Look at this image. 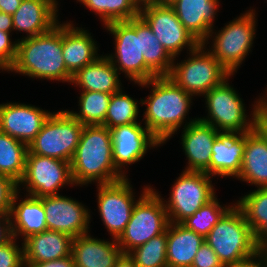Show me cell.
Listing matches in <instances>:
<instances>
[{
    "label": "cell",
    "instance_id": "cell-1",
    "mask_svg": "<svg viewBox=\"0 0 267 267\" xmlns=\"http://www.w3.org/2000/svg\"><path fill=\"white\" fill-rule=\"evenodd\" d=\"M70 166L75 184H110L126 177L114 165L111 132L103 125H84Z\"/></svg>",
    "mask_w": 267,
    "mask_h": 267
},
{
    "label": "cell",
    "instance_id": "cell-2",
    "mask_svg": "<svg viewBox=\"0 0 267 267\" xmlns=\"http://www.w3.org/2000/svg\"><path fill=\"white\" fill-rule=\"evenodd\" d=\"M57 23L48 32L25 37L17 42V54L8 71L30 77L71 82L73 76L62 56V25Z\"/></svg>",
    "mask_w": 267,
    "mask_h": 267
},
{
    "label": "cell",
    "instance_id": "cell-3",
    "mask_svg": "<svg viewBox=\"0 0 267 267\" xmlns=\"http://www.w3.org/2000/svg\"><path fill=\"white\" fill-rule=\"evenodd\" d=\"M153 85L147 104L145 127L161 142H165L181 126L191 102V94L178 87L168 76L152 78L139 85Z\"/></svg>",
    "mask_w": 267,
    "mask_h": 267
},
{
    "label": "cell",
    "instance_id": "cell-4",
    "mask_svg": "<svg viewBox=\"0 0 267 267\" xmlns=\"http://www.w3.org/2000/svg\"><path fill=\"white\" fill-rule=\"evenodd\" d=\"M222 264L230 265L259 257L261 241L253 234L242 210L232 206L204 237Z\"/></svg>",
    "mask_w": 267,
    "mask_h": 267
},
{
    "label": "cell",
    "instance_id": "cell-5",
    "mask_svg": "<svg viewBox=\"0 0 267 267\" xmlns=\"http://www.w3.org/2000/svg\"><path fill=\"white\" fill-rule=\"evenodd\" d=\"M140 197L125 230L117 239L123 253H131L134 248L164 233L169 224L165 203L156 191L145 187Z\"/></svg>",
    "mask_w": 267,
    "mask_h": 267
},
{
    "label": "cell",
    "instance_id": "cell-6",
    "mask_svg": "<svg viewBox=\"0 0 267 267\" xmlns=\"http://www.w3.org/2000/svg\"><path fill=\"white\" fill-rule=\"evenodd\" d=\"M82 125L69 111L52 113L29 144L30 153L70 162L77 149Z\"/></svg>",
    "mask_w": 267,
    "mask_h": 267
},
{
    "label": "cell",
    "instance_id": "cell-7",
    "mask_svg": "<svg viewBox=\"0 0 267 267\" xmlns=\"http://www.w3.org/2000/svg\"><path fill=\"white\" fill-rule=\"evenodd\" d=\"M203 48L204 45L200 44L191 51V58L179 65L173 64L168 75L178 87L192 96L207 93L231 75L209 51L207 53Z\"/></svg>",
    "mask_w": 267,
    "mask_h": 267
},
{
    "label": "cell",
    "instance_id": "cell-8",
    "mask_svg": "<svg viewBox=\"0 0 267 267\" xmlns=\"http://www.w3.org/2000/svg\"><path fill=\"white\" fill-rule=\"evenodd\" d=\"M227 79L205 93L210 118H198L224 133H246L254 128L253 120L247 122L244 104L236 91L229 86ZM219 128V129H218Z\"/></svg>",
    "mask_w": 267,
    "mask_h": 267
},
{
    "label": "cell",
    "instance_id": "cell-9",
    "mask_svg": "<svg viewBox=\"0 0 267 267\" xmlns=\"http://www.w3.org/2000/svg\"><path fill=\"white\" fill-rule=\"evenodd\" d=\"M210 177L205 172L195 171H184L180 175L169 203L164 204L169 222L181 223L215 197Z\"/></svg>",
    "mask_w": 267,
    "mask_h": 267
},
{
    "label": "cell",
    "instance_id": "cell-10",
    "mask_svg": "<svg viewBox=\"0 0 267 267\" xmlns=\"http://www.w3.org/2000/svg\"><path fill=\"white\" fill-rule=\"evenodd\" d=\"M19 183H27L29 195L36 198L59 195L63 185L74 184L70 162L27 151L25 173Z\"/></svg>",
    "mask_w": 267,
    "mask_h": 267
},
{
    "label": "cell",
    "instance_id": "cell-11",
    "mask_svg": "<svg viewBox=\"0 0 267 267\" xmlns=\"http://www.w3.org/2000/svg\"><path fill=\"white\" fill-rule=\"evenodd\" d=\"M253 10L226 25L216 34L213 51L210 53L233 75L248 54L255 35Z\"/></svg>",
    "mask_w": 267,
    "mask_h": 267
},
{
    "label": "cell",
    "instance_id": "cell-12",
    "mask_svg": "<svg viewBox=\"0 0 267 267\" xmlns=\"http://www.w3.org/2000/svg\"><path fill=\"white\" fill-rule=\"evenodd\" d=\"M139 15L147 22L167 52L175 58L184 46L195 50L201 43L183 26L170 5L145 4Z\"/></svg>",
    "mask_w": 267,
    "mask_h": 267
},
{
    "label": "cell",
    "instance_id": "cell-13",
    "mask_svg": "<svg viewBox=\"0 0 267 267\" xmlns=\"http://www.w3.org/2000/svg\"><path fill=\"white\" fill-rule=\"evenodd\" d=\"M98 189L101 218L113 239L117 240L125 230L136 204L130 183L124 178L114 183L101 184Z\"/></svg>",
    "mask_w": 267,
    "mask_h": 267
},
{
    "label": "cell",
    "instance_id": "cell-14",
    "mask_svg": "<svg viewBox=\"0 0 267 267\" xmlns=\"http://www.w3.org/2000/svg\"><path fill=\"white\" fill-rule=\"evenodd\" d=\"M107 29L115 37L116 54L108 59L118 62L117 70H122L135 83L145 82V60L140 53V35L136 32V17L128 21H115L106 25Z\"/></svg>",
    "mask_w": 267,
    "mask_h": 267
},
{
    "label": "cell",
    "instance_id": "cell-15",
    "mask_svg": "<svg viewBox=\"0 0 267 267\" xmlns=\"http://www.w3.org/2000/svg\"><path fill=\"white\" fill-rule=\"evenodd\" d=\"M39 199L45 211L47 229L65 233L72 238L88 233L90 216L83 205L61 195Z\"/></svg>",
    "mask_w": 267,
    "mask_h": 267
},
{
    "label": "cell",
    "instance_id": "cell-16",
    "mask_svg": "<svg viewBox=\"0 0 267 267\" xmlns=\"http://www.w3.org/2000/svg\"><path fill=\"white\" fill-rule=\"evenodd\" d=\"M112 158L116 169L124 164L140 160L146 153L147 147L162 144L146 127L138 123L119 125L112 129Z\"/></svg>",
    "mask_w": 267,
    "mask_h": 267
},
{
    "label": "cell",
    "instance_id": "cell-17",
    "mask_svg": "<svg viewBox=\"0 0 267 267\" xmlns=\"http://www.w3.org/2000/svg\"><path fill=\"white\" fill-rule=\"evenodd\" d=\"M51 114L30 105L1 104L0 131L29 146Z\"/></svg>",
    "mask_w": 267,
    "mask_h": 267
},
{
    "label": "cell",
    "instance_id": "cell-18",
    "mask_svg": "<svg viewBox=\"0 0 267 267\" xmlns=\"http://www.w3.org/2000/svg\"><path fill=\"white\" fill-rule=\"evenodd\" d=\"M184 127L182 146L189 160L185 171L205 172L210 167L213 142L220 131L196 118Z\"/></svg>",
    "mask_w": 267,
    "mask_h": 267
},
{
    "label": "cell",
    "instance_id": "cell-19",
    "mask_svg": "<svg viewBox=\"0 0 267 267\" xmlns=\"http://www.w3.org/2000/svg\"><path fill=\"white\" fill-rule=\"evenodd\" d=\"M246 133L221 132L213 142L210 167L206 174L238 176L242 167Z\"/></svg>",
    "mask_w": 267,
    "mask_h": 267
},
{
    "label": "cell",
    "instance_id": "cell-20",
    "mask_svg": "<svg viewBox=\"0 0 267 267\" xmlns=\"http://www.w3.org/2000/svg\"><path fill=\"white\" fill-rule=\"evenodd\" d=\"M218 0H175L170 6L183 26L203 45L211 36Z\"/></svg>",
    "mask_w": 267,
    "mask_h": 267
},
{
    "label": "cell",
    "instance_id": "cell-21",
    "mask_svg": "<svg viewBox=\"0 0 267 267\" xmlns=\"http://www.w3.org/2000/svg\"><path fill=\"white\" fill-rule=\"evenodd\" d=\"M55 0H22L12 15L13 30L29 33L34 37L48 32L57 24Z\"/></svg>",
    "mask_w": 267,
    "mask_h": 267
},
{
    "label": "cell",
    "instance_id": "cell-22",
    "mask_svg": "<svg viewBox=\"0 0 267 267\" xmlns=\"http://www.w3.org/2000/svg\"><path fill=\"white\" fill-rule=\"evenodd\" d=\"M73 238L65 233L45 230L24 240V263H39L71 255Z\"/></svg>",
    "mask_w": 267,
    "mask_h": 267
},
{
    "label": "cell",
    "instance_id": "cell-23",
    "mask_svg": "<svg viewBox=\"0 0 267 267\" xmlns=\"http://www.w3.org/2000/svg\"><path fill=\"white\" fill-rule=\"evenodd\" d=\"M122 250L116 242H107L79 235L73 238L72 251L75 267H115Z\"/></svg>",
    "mask_w": 267,
    "mask_h": 267
},
{
    "label": "cell",
    "instance_id": "cell-24",
    "mask_svg": "<svg viewBox=\"0 0 267 267\" xmlns=\"http://www.w3.org/2000/svg\"><path fill=\"white\" fill-rule=\"evenodd\" d=\"M95 45L85 30L75 29L70 23L62 24V56L72 76L98 58Z\"/></svg>",
    "mask_w": 267,
    "mask_h": 267
},
{
    "label": "cell",
    "instance_id": "cell-25",
    "mask_svg": "<svg viewBox=\"0 0 267 267\" xmlns=\"http://www.w3.org/2000/svg\"><path fill=\"white\" fill-rule=\"evenodd\" d=\"M136 32L140 35V53L143 54L145 60V82L155 77L168 76L174 58L140 15L136 17Z\"/></svg>",
    "mask_w": 267,
    "mask_h": 267
},
{
    "label": "cell",
    "instance_id": "cell-26",
    "mask_svg": "<svg viewBox=\"0 0 267 267\" xmlns=\"http://www.w3.org/2000/svg\"><path fill=\"white\" fill-rule=\"evenodd\" d=\"M204 237L181 223L167 226V267H191Z\"/></svg>",
    "mask_w": 267,
    "mask_h": 267
},
{
    "label": "cell",
    "instance_id": "cell-27",
    "mask_svg": "<svg viewBox=\"0 0 267 267\" xmlns=\"http://www.w3.org/2000/svg\"><path fill=\"white\" fill-rule=\"evenodd\" d=\"M237 178L267 188V141L255 128L246 132L243 162Z\"/></svg>",
    "mask_w": 267,
    "mask_h": 267
},
{
    "label": "cell",
    "instance_id": "cell-28",
    "mask_svg": "<svg viewBox=\"0 0 267 267\" xmlns=\"http://www.w3.org/2000/svg\"><path fill=\"white\" fill-rule=\"evenodd\" d=\"M115 64L107 56H100L74 74L71 82L81 86L82 91L116 93L121 88Z\"/></svg>",
    "mask_w": 267,
    "mask_h": 267
},
{
    "label": "cell",
    "instance_id": "cell-29",
    "mask_svg": "<svg viewBox=\"0 0 267 267\" xmlns=\"http://www.w3.org/2000/svg\"><path fill=\"white\" fill-rule=\"evenodd\" d=\"M17 193L13 197V202L9 212V216H13L15 224L11 221V231L15 238L18 234H23L24 240L29 236L41 233L47 230L46 215L42 201L39 198L29 196L22 200L16 207Z\"/></svg>",
    "mask_w": 267,
    "mask_h": 267
},
{
    "label": "cell",
    "instance_id": "cell-30",
    "mask_svg": "<svg viewBox=\"0 0 267 267\" xmlns=\"http://www.w3.org/2000/svg\"><path fill=\"white\" fill-rule=\"evenodd\" d=\"M28 146L0 131V174L19 184L25 173Z\"/></svg>",
    "mask_w": 267,
    "mask_h": 267
},
{
    "label": "cell",
    "instance_id": "cell-31",
    "mask_svg": "<svg viewBox=\"0 0 267 267\" xmlns=\"http://www.w3.org/2000/svg\"><path fill=\"white\" fill-rule=\"evenodd\" d=\"M236 204L245 215L253 234L262 242L267 237V188H258Z\"/></svg>",
    "mask_w": 267,
    "mask_h": 267
},
{
    "label": "cell",
    "instance_id": "cell-32",
    "mask_svg": "<svg viewBox=\"0 0 267 267\" xmlns=\"http://www.w3.org/2000/svg\"><path fill=\"white\" fill-rule=\"evenodd\" d=\"M99 14L104 24L128 21L139 16L140 6L134 0H78Z\"/></svg>",
    "mask_w": 267,
    "mask_h": 267
},
{
    "label": "cell",
    "instance_id": "cell-33",
    "mask_svg": "<svg viewBox=\"0 0 267 267\" xmlns=\"http://www.w3.org/2000/svg\"><path fill=\"white\" fill-rule=\"evenodd\" d=\"M112 94L99 91H83L79 113L69 111L82 125H103Z\"/></svg>",
    "mask_w": 267,
    "mask_h": 267
},
{
    "label": "cell",
    "instance_id": "cell-34",
    "mask_svg": "<svg viewBox=\"0 0 267 267\" xmlns=\"http://www.w3.org/2000/svg\"><path fill=\"white\" fill-rule=\"evenodd\" d=\"M137 116V102L119 90L111 95L103 126L112 129L119 125L138 123Z\"/></svg>",
    "mask_w": 267,
    "mask_h": 267
},
{
    "label": "cell",
    "instance_id": "cell-35",
    "mask_svg": "<svg viewBox=\"0 0 267 267\" xmlns=\"http://www.w3.org/2000/svg\"><path fill=\"white\" fill-rule=\"evenodd\" d=\"M167 229L145 244L134 248L129 255L137 267H167Z\"/></svg>",
    "mask_w": 267,
    "mask_h": 267
},
{
    "label": "cell",
    "instance_id": "cell-36",
    "mask_svg": "<svg viewBox=\"0 0 267 267\" xmlns=\"http://www.w3.org/2000/svg\"><path fill=\"white\" fill-rule=\"evenodd\" d=\"M221 208L214 197L208 203L199 208L192 216L181 222L183 226L205 237L222 216L231 208Z\"/></svg>",
    "mask_w": 267,
    "mask_h": 267
},
{
    "label": "cell",
    "instance_id": "cell-37",
    "mask_svg": "<svg viewBox=\"0 0 267 267\" xmlns=\"http://www.w3.org/2000/svg\"><path fill=\"white\" fill-rule=\"evenodd\" d=\"M11 239L7 243L0 245V267H22L24 264V247L18 246ZM22 250V251H21Z\"/></svg>",
    "mask_w": 267,
    "mask_h": 267
},
{
    "label": "cell",
    "instance_id": "cell-38",
    "mask_svg": "<svg viewBox=\"0 0 267 267\" xmlns=\"http://www.w3.org/2000/svg\"><path fill=\"white\" fill-rule=\"evenodd\" d=\"M18 186L13 179L0 174V214H9Z\"/></svg>",
    "mask_w": 267,
    "mask_h": 267
},
{
    "label": "cell",
    "instance_id": "cell-39",
    "mask_svg": "<svg viewBox=\"0 0 267 267\" xmlns=\"http://www.w3.org/2000/svg\"><path fill=\"white\" fill-rule=\"evenodd\" d=\"M10 33L0 30V68L9 70L13 65L17 54V42L12 44Z\"/></svg>",
    "mask_w": 267,
    "mask_h": 267
},
{
    "label": "cell",
    "instance_id": "cell-40",
    "mask_svg": "<svg viewBox=\"0 0 267 267\" xmlns=\"http://www.w3.org/2000/svg\"><path fill=\"white\" fill-rule=\"evenodd\" d=\"M191 267H224L215 251L204 241L196 253Z\"/></svg>",
    "mask_w": 267,
    "mask_h": 267
},
{
    "label": "cell",
    "instance_id": "cell-41",
    "mask_svg": "<svg viewBox=\"0 0 267 267\" xmlns=\"http://www.w3.org/2000/svg\"><path fill=\"white\" fill-rule=\"evenodd\" d=\"M254 108V128L266 139L267 141V103L257 101Z\"/></svg>",
    "mask_w": 267,
    "mask_h": 267
},
{
    "label": "cell",
    "instance_id": "cell-42",
    "mask_svg": "<svg viewBox=\"0 0 267 267\" xmlns=\"http://www.w3.org/2000/svg\"><path fill=\"white\" fill-rule=\"evenodd\" d=\"M28 267H75L72 254L57 260L39 262V263H24Z\"/></svg>",
    "mask_w": 267,
    "mask_h": 267
},
{
    "label": "cell",
    "instance_id": "cell-43",
    "mask_svg": "<svg viewBox=\"0 0 267 267\" xmlns=\"http://www.w3.org/2000/svg\"><path fill=\"white\" fill-rule=\"evenodd\" d=\"M9 214H0V221L2 219L1 222H4L2 223L3 225H1V222H0V245L4 244V243H7L8 241H10L13 237L12 235V231H11V219L9 218Z\"/></svg>",
    "mask_w": 267,
    "mask_h": 267
},
{
    "label": "cell",
    "instance_id": "cell-44",
    "mask_svg": "<svg viewBox=\"0 0 267 267\" xmlns=\"http://www.w3.org/2000/svg\"><path fill=\"white\" fill-rule=\"evenodd\" d=\"M259 257H261V261L259 260V262L258 261H256V262L253 261V259L256 258V257H252V258H250V259H248L246 261H243L241 263L225 265L224 267H267V249H263L259 253Z\"/></svg>",
    "mask_w": 267,
    "mask_h": 267
},
{
    "label": "cell",
    "instance_id": "cell-45",
    "mask_svg": "<svg viewBox=\"0 0 267 267\" xmlns=\"http://www.w3.org/2000/svg\"><path fill=\"white\" fill-rule=\"evenodd\" d=\"M21 2L22 0H0V10L3 13L13 15Z\"/></svg>",
    "mask_w": 267,
    "mask_h": 267
},
{
    "label": "cell",
    "instance_id": "cell-46",
    "mask_svg": "<svg viewBox=\"0 0 267 267\" xmlns=\"http://www.w3.org/2000/svg\"><path fill=\"white\" fill-rule=\"evenodd\" d=\"M13 30L12 15L0 12V30L10 33Z\"/></svg>",
    "mask_w": 267,
    "mask_h": 267
},
{
    "label": "cell",
    "instance_id": "cell-47",
    "mask_svg": "<svg viewBox=\"0 0 267 267\" xmlns=\"http://www.w3.org/2000/svg\"><path fill=\"white\" fill-rule=\"evenodd\" d=\"M115 267H137V265L129 253H122L118 258Z\"/></svg>",
    "mask_w": 267,
    "mask_h": 267
},
{
    "label": "cell",
    "instance_id": "cell-48",
    "mask_svg": "<svg viewBox=\"0 0 267 267\" xmlns=\"http://www.w3.org/2000/svg\"><path fill=\"white\" fill-rule=\"evenodd\" d=\"M175 0H151V4H157V5H170Z\"/></svg>",
    "mask_w": 267,
    "mask_h": 267
},
{
    "label": "cell",
    "instance_id": "cell-49",
    "mask_svg": "<svg viewBox=\"0 0 267 267\" xmlns=\"http://www.w3.org/2000/svg\"><path fill=\"white\" fill-rule=\"evenodd\" d=\"M138 5L142 4L141 5H145V4H151V0H134ZM144 3V4H143Z\"/></svg>",
    "mask_w": 267,
    "mask_h": 267
},
{
    "label": "cell",
    "instance_id": "cell-50",
    "mask_svg": "<svg viewBox=\"0 0 267 267\" xmlns=\"http://www.w3.org/2000/svg\"><path fill=\"white\" fill-rule=\"evenodd\" d=\"M263 249H267V237L261 242Z\"/></svg>",
    "mask_w": 267,
    "mask_h": 267
}]
</instances>
